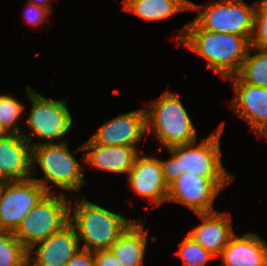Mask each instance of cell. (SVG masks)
Masks as SVG:
<instances>
[{
    "label": "cell",
    "mask_w": 267,
    "mask_h": 266,
    "mask_svg": "<svg viewBox=\"0 0 267 266\" xmlns=\"http://www.w3.org/2000/svg\"><path fill=\"white\" fill-rule=\"evenodd\" d=\"M145 110L147 132L156 135L161 148L164 146L168 149L197 140L195 127L177 93H162Z\"/></svg>",
    "instance_id": "obj_4"
},
{
    "label": "cell",
    "mask_w": 267,
    "mask_h": 266,
    "mask_svg": "<svg viewBox=\"0 0 267 266\" xmlns=\"http://www.w3.org/2000/svg\"><path fill=\"white\" fill-rule=\"evenodd\" d=\"M253 34L250 46L267 49V0L255 2Z\"/></svg>",
    "instance_id": "obj_25"
},
{
    "label": "cell",
    "mask_w": 267,
    "mask_h": 266,
    "mask_svg": "<svg viewBox=\"0 0 267 266\" xmlns=\"http://www.w3.org/2000/svg\"><path fill=\"white\" fill-rule=\"evenodd\" d=\"M226 212L214 211L211 213H195L202 223L189 233L195 242L209 251L215 257L219 256L224 247L235 234L231 215Z\"/></svg>",
    "instance_id": "obj_16"
},
{
    "label": "cell",
    "mask_w": 267,
    "mask_h": 266,
    "mask_svg": "<svg viewBox=\"0 0 267 266\" xmlns=\"http://www.w3.org/2000/svg\"><path fill=\"white\" fill-rule=\"evenodd\" d=\"M36 163L39 164L44 177L31 178L37 181L47 193H56L51 190V186L47 183L49 181L61 188L63 195L64 190L78 192L86 184L83 166L70 152L67 141L32 146L33 175L36 174L34 172L37 168Z\"/></svg>",
    "instance_id": "obj_3"
},
{
    "label": "cell",
    "mask_w": 267,
    "mask_h": 266,
    "mask_svg": "<svg viewBox=\"0 0 267 266\" xmlns=\"http://www.w3.org/2000/svg\"><path fill=\"white\" fill-rule=\"evenodd\" d=\"M47 194L35 180L8 181L0 194V232H12Z\"/></svg>",
    "instance_id": "obj_10"
},
{
    "label": "cell",
    "mask_w": 267,
    "mask_h": 266,
    "mask_svg": "<svg viewBox=\"0 0 267 266\" xmlns=\"http://www.w3.org/2000/svg\"><path fill=\"white\" fill-rule=\"evenodd\" d=\"M93 254L95 266H122L110 249L95 251Z\"/></svg>",
    "instance_id": "obj_29"
},
{
    "label": "cell",
    "mask_w": 267,
    "mask_h": 266,
    "mask_svg": "<svg viewBox=\"0 0 267 266\" xmlns=\"http://www.w3.org/2000/svg\"><path fill=\"white\" fill-rule=\"evenodd\" d=\"M25 106L10 95H0V124L8 134H22L17 126L18 120L24 113Z\"/></svg>",
    "instance_id": "obj_23"
},
{
    "label": "cell",
    "mask_w": 267,
    "mask_h": 266,
    "mask_svg": "<svg viewBox=\"0 0 267 266\" xmlns=\"http://www.w3.org/2000/svg\"><path fill=\"white\" fill-rule=\"evenodd\" d=\"M77 151H86L83 159L91 168L118 174H128L139 155V151L130 146L82 144Z\"/></svg>",
    "instance_id": "obj_17"
},
{
    "label": "cell",
    "mask_w": 267,
    "mask_h": 266,
    "mask_svg": "<svg viewBox=\"0 0 267 266\" xmlns=\"http://www.w3.org/2000/svg\"><path fill=\"white\" fill-rule=\"evenodd\" d=\"M250 48L258 53L251 55ZM250 48L237 76L245 83L267 88V49Z\"/></svg>",
    "instance_id": "obj_21"
},
{
    "label": "cell",
    "mask_w": 267,
    "mask_h": 266,
    "mask_svg": "<svg viewBox=\"0 0 267 266\" xmlns=\"http://www.w3.org/2000/svg\"><path fill=\"white\" fill-rule=\"evenodd\" d=\"M145 132L147 115L143 108L120 114L104 123L84 144L130 146L138 149V142H141Z\"/></svg>",
    "instance_id": "obj_11"
},
{
    "label": "cell",
    "mask_w": 267,
    "mask_h": 266,
    "mask_svg": "<svg viewBox=\"0 0 267 266\" xmlns=\"http://www.w3.org/2000/svg\"><path fill=\"white\" fill-rule=\"evenodd\" d=\"M128 183L137 196L148 199L153 205L167 202L168 186L163 179L160 159L140 154L127 174Z\"/></svg>",
    "instance_id": "obj_13"
},
{
    "label": "cell",
    "mask_w": 267,
    "mask_h": 266,
    "mask_svg": "<svg viewBox=\"0 0 267 266\" xmlns=\"http://www.w3.org/2000/svg\"><path fill=\"white\" fill-rule=\"evenodd\" d=\"M47 1L50 2L49 0H29L27 2L46 8L52 14L53 10L51 7L53 4L50 5Z\"/></svg>",
    "instance_id": "obj_30"
},
{
    "label": "cell",
    "mask_w": 267,
    "mask_h": 266,
    "mask_svg": "<svg viewBox=\"0 0 267 266\" xmlns=\"http://www.w3.org/2000/svg\"><path fill=\"white\" fill-rule=\"evenodd\" d=\"M26 92L32 102L31 113L25 123L31 134L22 133V136L31 146L55 143V140L64 142L63 135H66L73 125L71 113L66 106L67 98L49 99L37 93L31 86L26 87ZM33 136L44 139L46 142L31 143Z\"/></svg>",
    "instance_id": "obj_7"
},
{
    "label": "cell",
    "mask_w": 267,
    "mask_h": 266,
    "mask_svg": "<svg viewBox=\"0 0 267 266\" xmlns=\"http://www.w3.org/2000/svg\"><path fill=\"white\" fill-rule=\"evenodd\" d=\"M73 203V204H72ZM135 220L126 218L98 204L86 196L69 203V223L75 228L79 243L90 252L108 250Z\"/></svg>",
    "instance_id": "obj_2"
},
{
    "label": "cell",
    "mask_w": 267,
    "mask_h": 266,
    "mask_svg": "<svg viewBox=\"0 0 267 266\" xmlns=\"http://www.w3.org/2000/svg\"><path fill=\"white\" fill-rule=\"evenodd\" d=\"M235 97L231 108L249 124L258 138L267 131V88L243 82L237 75L228 78Z\"/></svg>",
    "instance_id": "obj_12"
},
{
    "label": "cell",
    "mask_w": 267,
    "mask_h": 266,
    "mask_svg": "<svg viewBox=\"0 0 267 266\" xmlns=\"http://www.w3.org/2000/svg\"><path fill=\"white\" fill-rule=\"evenodd\" d=\"M143 228V222L135 220L110 247L122 266H144L148 232Z\"/></svg>",
    "instance_id": "obj_19"
},
{
    "label": "cell",
    "mask_w": 267,
    "mask_h": 266,
    "mask_svg": "<svg viewBox=\"0 0 267 266\" xmlns=\"http://www.w3.org/2000/svg\"><path fill=\"white\" fill-rule=\"evenodd\" d=\"M262 136L263 137H267V131Z\"/></svg>",
    "instance_id": "obj_33"
},
{
    "label": "cell",
    "mask_w": 267,
    "mask_h": 266,
    "mask_svg": "<svg viewBox=\"0 0 267 266\" xmlns=\"http://www.w3.org/2000/svg\"><path fill=\"white\" fill-rule=\"evenodd\" d=\"M8 133L3 129V127L0 124V137H3L5 135H7Z\"/></svg>",
    "instance_id": "obj_31"
},
{
    "label": "cell",
    "mask_w": 267,
    "mask_h": 266,
    "mask_svg": "<svg viewBox=\"0 0 267 266\" xmlns=\"http://www.w3.org/2000/svg\"><path fill=\"white\" fill-rule=\"evenodd\" d=\"M224 123L209 137L195 142L168 148L179 160L180 173H192L206 178H235L221 160L220 138Z\"/></svg>",
    "instance_id": "obj_8"
},
{
    "label": "cell",
    "mask_w": 267,
    "mask_h": 266,
    "mask_svg": "<svg viewBox=\"0 0 267 266\" xmlns=\"http://www.w3.org/2000/svg\"><path fill=\"white\" fill-rule=\"evenodd\" d=\"M5 183H6V181L3 180V179L0 177V194H1L2 188H3V186H4Z\"/></svg>",
    "instance_id": "obj_32"
},
{
    "label": "cell",
    "mask_w": 267,
    "mask_h": 266,
    "mask_svg": "<svg viewBox=\"0 0 267 266\" xmlns=\"http://www.w3.org/2000/svg\"><path fill=\"white\" fill-rule=\"evenodd\" d=\"M234 178H206L183 173L168 187L167 202H174L188 207L195 213H211L217 195Z\"/></svg>",
    "instance_id": "obj_9"
},
{
    "label": "cell",
    "mask_w": 267,
    "mask_h": 266,
    "mask_svg": "<svg viewBox=\"0 0 267 266\" xmlns=\"http://www.w3.org/2000/svg\"><path fill=\"white\" fill-rule=\"evenodd\" d=\"M177 254L182 259L183 266H205L211 258L215 257L188 235L179 244Z\"/></svg>",
    "instance_id": "obj_24"
},
{
    "label": "cell",
    "mask_w": 267,
    "mask_h": 266,
    "mask_svg": "<svg viewBox=\"0 0 267 266\" xmlns=\"http://www.w3.org/2000/svg\"><path fill=\"white\" fill-rule=\"evenodd\" d=\"M35 246L36 249L33 250ZM79 249L81 247L76 230L68 223L28 250V266H66ZM32 254L35 257H30Z\"/></svg>",
    "instance_id": "obj_14"
},
{
    "label": "cell",
    "mask_w": 267,
    "mask_h": 266,
    "mask_svg": "<svg viewBox=\"0 0 267 266\" xmlns=\"http://www.w3.org/2000/svg\"><path fill=\"white\" fill-rule=\"evenodd\" d=\"M169 160H160L163 172V179L165 184L169 187L175 182L183 173H180L179 160L172 153Z\"/></svg>",
    "instance_id": "obj_27"
},
{
    "label": "cell",
    "mask_w": 267,
    "mask_h": 266,
    "mask_svg": "<svg viewBox=\"0 0 267 266\" xmlns=\"http://www.w3.org/2000/svg\"><path fill=\"white\" fill-rule=\"evenodd\" d=\"M28 250L12 232H0V266H28Z\"/></svg>",
    "instance_id": "obj_22"
},
{
    "label": "cell",
    "mask_w": 267,
    "mask_h": 266,
    "mask_svg": "<svg viewBox=\"0 0 267 266\" xmlns=\"http://www.w3.org/2000/svg\"><path fill=\"white\" fill-rule=\"evenodd\" d=\"M123 10L148 22L161 21L184 10H190V0H123Z\"/></svg>",
    "instance_id": "obj_20"
},
{
    "label": "cell",
    "mask_w": 267,
    "mask_h": 266,
    "mask_svg": "<svg viewBox=\"0 0 267 266\" xmlns=\"http://www.w3.org/2000/svg\"><path fill=\"white\" fill-rule=\"evenodd\" d=\"M69 203L66 194L47 193L32 208L15 230V237L29 250L69 223Z\"/></svg>",
    "instance_id": "obj_6"
},
{
    "label": "cell",
    "mask_w": 267,
    "mask_h": 266,
    "mask_svg": "<svg viewBox=\"0 0 267 266\" xmlns=\"http://www.w3.org/2000/svg\"><path fill=\"white\" fill-rule=\"evenodd\" d=\"M246 4L243 0H218L209 3L203 10L190 1V10H199L196 18L180 29L175 39L179 43L185 28H203L218 33H228L246 37L251 41L256 4Z\"/></svg>",
    "instance_id": "obj_5"
},
{
    "label": "cell",
    "mask_w": 267,
    "mask_h": 266,
    "mask_svg": "<svg viewBox=\"0 0 267 266\" xmlns=\"http://www.w3.org/2000/svg\"><path fill=\"white\" fill-rule=\"evenodd\" d=\"M32 146L22 134L0 137V177L22 181L32 176Z\"/></svg>",
    "instance_id": "obj_15"
},
{
    "label": "cell",
    "mask_w": 267,
    "mask_h": 266,
    "mask_svg": "<svg viewBox=\"0 0 267 266\" xmlns=\"http://www.w3.org/2000/svg\"><path fill=\"white\" fill-rule=\"evenodd\" d=\"M26 6L24 17L26 23H29V25L36 27L44 24L46 20H49L47 17L51 15V13L46 8L30 2H27Z\"/></svg>",
    "instance_id": "obj_26"
},
{
    "label": "cell",
    "mask_w": 267,
    "mask_h": 266,
    "mask_svg": "<svg viewBox=\"0 0 267 266\" xmlns=\"http://www.w3.org/2000/svg\"><path fill=\"white\" fill-rule=\"evenodd\" d=\"M218 257L220 266H267V243L255 233L234 234Z\"/></svg>",
    "instance_id": "obj_18"
},
{
    "label": "cell",
    "mask_w": 267,
    "mask_h": 266,
    "mask_svg": "<svg viewBox=\"0 0 267 266\" xmlns=\"http://www.w3.org/2000/svg\"><path fill=\"white\" fill-rule=\"evenodd\" d=\"M66 266H95L94 254L88 250L79 249Z\"/></svg>",
    "instance_id": "obj_28"
},
{
    "label": "cell",
    "mask_w": 267,
    "mask_h": 266,
    "mask_svg": "<svg viewBox=\"0 0 267 266\" xmlns=\"http://www.w3.org/2000/svg\"><path fill=\"white\" fill-rule=\"evenodd\" d=\"M180 44L207 60L209 70L227 79L239 73L250 48L246 37L203 28H185Z\"/></svg>",
    "instance_id": "obj_1"
}]
</instances>
